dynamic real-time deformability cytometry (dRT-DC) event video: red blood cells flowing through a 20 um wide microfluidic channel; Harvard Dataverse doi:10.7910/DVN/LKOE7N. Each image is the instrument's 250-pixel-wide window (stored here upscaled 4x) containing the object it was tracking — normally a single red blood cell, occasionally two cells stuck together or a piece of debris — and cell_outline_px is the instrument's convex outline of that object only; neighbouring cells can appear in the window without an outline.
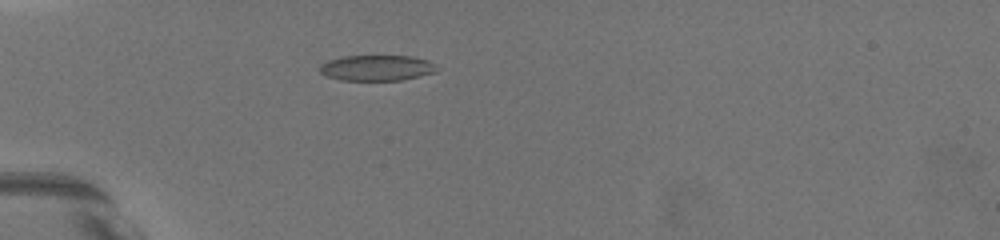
{"species": "common noctule bat (a hibernating species)", "species_latin": "Nyctalus noctula", "temperature_condition": "warm", "stored_images_in_passage": 71, "camera_frame_rate_fps": 3000, "um_per_image_px": 0.085, "animal": {"sex": "female", "body_mass_g": 19.5, "forearm_length_mm": 54.1}, "frame": {"image": 1, "passage_image": 1, "time_ms": 0.0, "image_size_px": [1000, 240], "cell_outline_px": [[440, 68], [436, 72], [420, 76], [400, 80], [340, 80], [328, 76], [320, 72], [320, 64], [328, 60], [344, 56], [412, 56], [428, 60]], "centroid_in_image_um": [32.06, 5.77], "position_along_channel_um": 52.9, "area_um2": 17.51}}
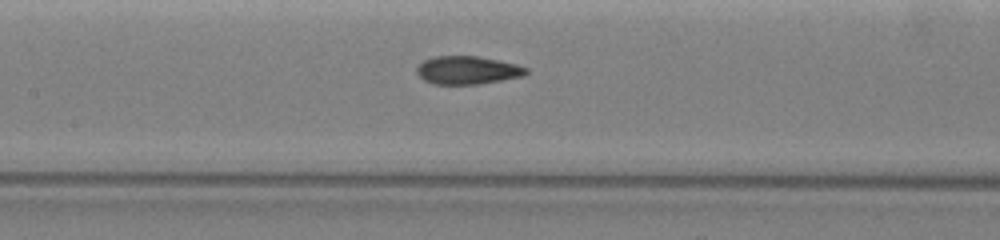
{"frame": {"image": 2, "passage_image": 30, "time_ms": 3.667, "image_size_px": [1000, 240], "cell_outline_px": [[528, 72], [524, 76], [480, 84], [432, 84], [424, 80], [416, 72], [416, 68], [424, 60], [432, 56], [476, 56], [500, 60], [516, 64], [528, 68]], "centroid_in_image_um": [39.74, 5.96], "position_along_channel_um": 167.7, "area_um2": 18.03}}
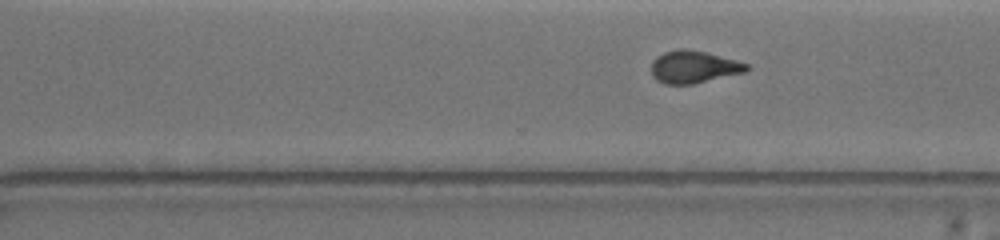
{"frame": {"image": 3, "passage_image": 60, "time_ms": 7.667, "image_size_px": [1000, 240], "cell_outline_px": [[748, 68], [744, 72], [692, 84], [664, 84], [656, 80], [652, 76], [652, 60], [656, 56], [664, 52], [680, 48], [684, 48], [708, 52], [736, 60], [748, 64]], "centroid_in_image_um": [58.92, 5.67], "position_along_channel_um": 311.7, "area_um2": 17.98}, "authors_computed_cell_mechanics": {"area_um2": 18.0336, "velocity_mm_per_s": 3.6158, "shape_relaxation_time_tau1_ms": 7.5186, "shape_relaxation_time_tau2_ms": 1.5274, "deformation_change_tau1": 0.2338, "deformation_change_tau2": 0.0881}}